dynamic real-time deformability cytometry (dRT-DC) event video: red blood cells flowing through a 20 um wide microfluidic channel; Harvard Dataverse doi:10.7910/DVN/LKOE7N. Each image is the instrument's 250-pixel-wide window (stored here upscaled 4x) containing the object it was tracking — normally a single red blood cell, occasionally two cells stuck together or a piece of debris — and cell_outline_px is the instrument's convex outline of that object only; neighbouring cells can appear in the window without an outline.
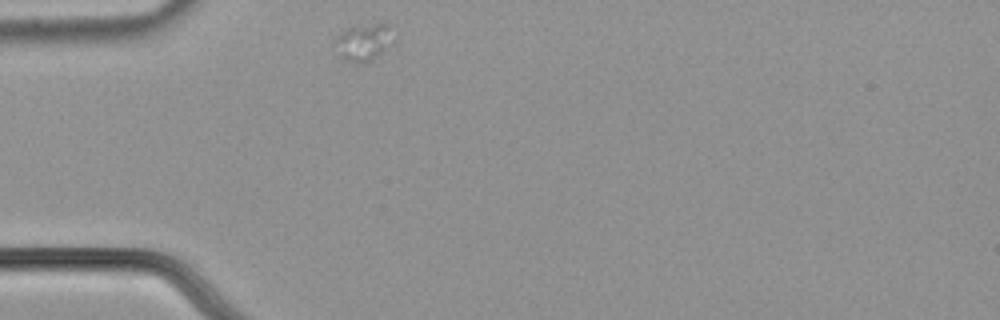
{"species": "common noctule bat (a hibernating species)", "species_latin": "Nyctalus noctula", "temperature_condition": "cold", "stored_images_in_passage": 8, "camera_frame_rate_fps": 3000, "um_per_image_px": 0.085, "animal": {"sex": "male", "body_mass_g": 21.5, "forearm_length_mm": 52.0}, "frame": {"image": 1, "passage_image": 1, "time_ms": 0.0, "image_size_px": [1000, 320], "cell_outline_px": [[392, 44], [376, 56], [368, 60], [344, 60], [336, 56], [332, 44], [332, 40], [340, 32], [348, 28], [380, 20], [392, 24]], "centroid_in_image_um": [30.87, 3.49], "position_along_channel_um": 54.1, "area_um2": 13.06}}